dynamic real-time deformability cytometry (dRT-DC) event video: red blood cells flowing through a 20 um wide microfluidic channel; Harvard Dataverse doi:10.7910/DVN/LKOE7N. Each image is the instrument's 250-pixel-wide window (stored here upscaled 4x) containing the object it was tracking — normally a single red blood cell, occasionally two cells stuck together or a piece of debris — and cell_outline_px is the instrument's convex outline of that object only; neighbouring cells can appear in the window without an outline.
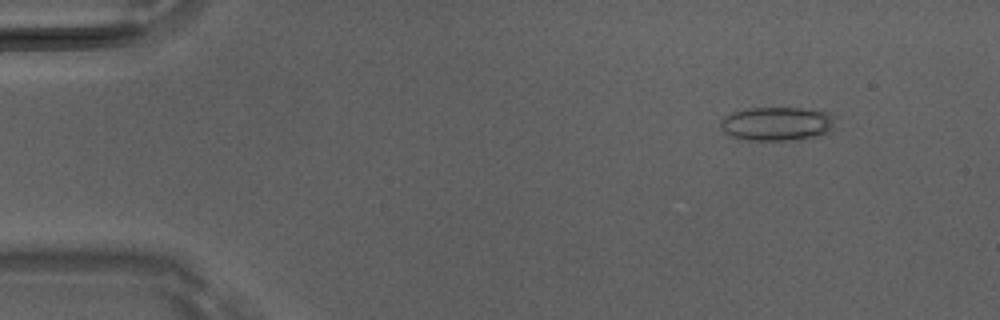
{"species": "Egyptian fruit bat (a non-hibernating species)", "species_latin": "Rousettus aegyptiacus", "temperature_condition": "room temperature", "stored_images_in_passage": 39, "camera_frame_rate_fps": 3000, "um_per_image_px": 0.085, "animal": {"sex": "male"}, "frame": {"image": 1, "passage_image": 6, "time_ms": 1.667, "image_size_px": [1000, 320], "cell_outline_px": [[836, 128], [832, 132], [796, 140], [748, 140], [732, 136], [724, 132], [720, 128], [720, 120], [724, 116], [732, 112], [752, 108], [800, 108], [832, 112], [836, 116]], "centroid_in_image_um": [66.12, 10.51], "position_along_channel_um": 18.9, "area_um2": 23.06}}
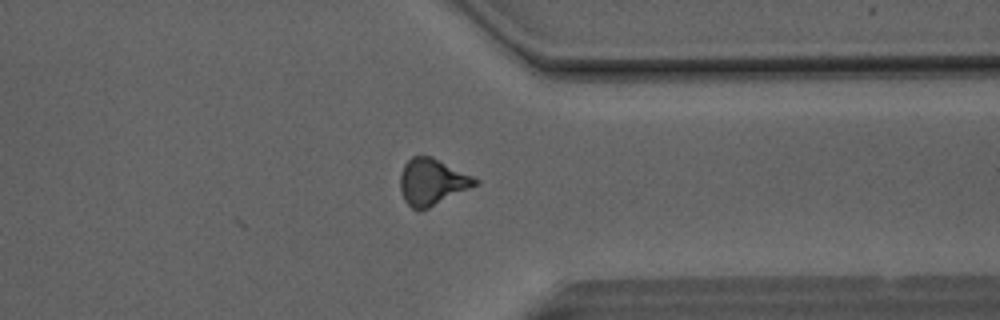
{"frame": {"image": 2, "passage_image": 39, "time_ms": 12.667, "image_size_px": [1000, 320], "cell_outline_px": [[480, 184], [420, 212], [412, 208], [404, 200], [400, 188], [400, 172], [404, 164], [412, 156], [432, 156], [480, 180]], "centroid_in_image_um": [36.73, 15.47], "position_along_channel_um": 374.7, "area_um2": 20.46}, "authors_computed_cell_mechanics": {"area_um2": 21.0392, "velocity_mm_per_s": 4.1628, "shape_relaxation_time_tau1_ms": 8.0659, "shape_relaxation_time_tau2_ms": 3.4697, "deformation_change_tau1": 0.1697, "deformation_change_tau2": 0.1203}}